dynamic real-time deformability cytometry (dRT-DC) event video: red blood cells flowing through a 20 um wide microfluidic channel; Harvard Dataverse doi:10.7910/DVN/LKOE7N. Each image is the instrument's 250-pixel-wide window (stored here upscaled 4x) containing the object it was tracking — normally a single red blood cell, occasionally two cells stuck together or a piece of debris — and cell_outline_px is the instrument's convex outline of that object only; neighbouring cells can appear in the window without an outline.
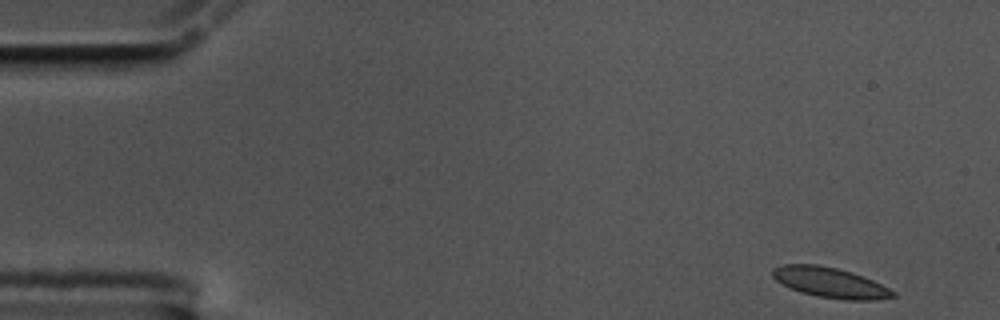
{"species": "common noctule bat (a hibernating species)", "species_latin": "Nyctalus noctula", "temperature_condition": "cold", "stored_images_in_passage": 54, "camera_frame_rate_fps": 3000, "um_per_image_px": 0.085, "animal": {"sex": "male", "body_mass_g": 17.5, "forearm_length_mm": 52.3}, "frame": {"image": 1, "passage_image": 1, "time_ms": 0.0, "image_size_px": [1000, 320], "cell_outline_px": [[896, 296], [876, 300], [844, 300], [816, 296], [800, 292], [776, 280], [772, 276], [772, 268], [784, 264], [816, 264], [836, 268], [852, 272], [864, 276], [896, 292]], "centroid_in_image_um": [70.57, 24.02], "position_along_channel_um": 14.4, "area_um2": 21.15}}
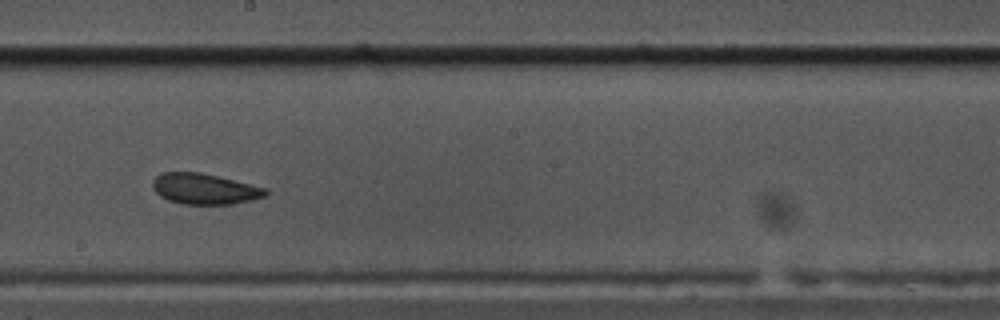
{"frame": {"image": 2, "passage_image": 29, "time_ms": 9.333, "image_size_px": [1000, 320], "cell_outline_px": [[268, 192], [264, 196], [252, 200], [232, 204], [184, 204], [168, 200], [160, 196], [152, 188], [152, 180], [160, 172], [200, 172], [268, 188]], "centroid_in_image_um": [17.37, 16.05], "position_along_channel_um": 230.8, "area_um2": 20.29}}
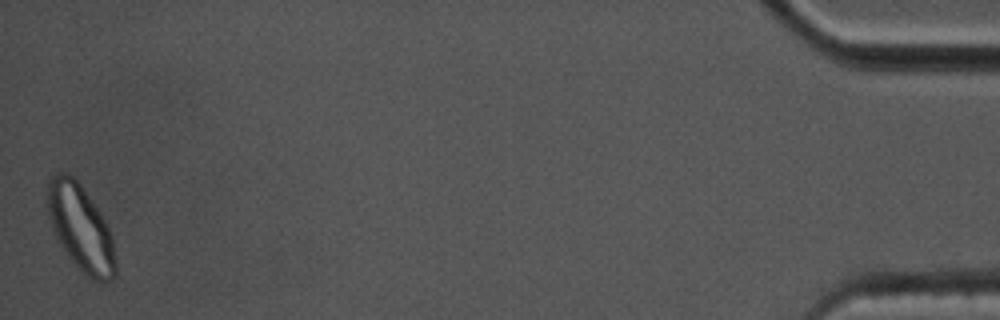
{"frame": {"image": 3, "passage_image": 54, "time_ms": 17.667, "image_size_px": [1000, 320], "cell_outline_px": [[116, 276], [112, 280], [92, 280], [72, 260], [60, 244], [52, 228], [48, 216], [48, 176], [56, 172], [68, 172], [80, 184], [100, 212], [112, 236], [116, 260]], "centroid_in_image_um": [6.85, 19.34], "position_along_channel_um": 428.3, "area_um2": 33.81}, "authors_computed_cell_mechanics": {"area_um2": 21.1548, "velocity_mm_per_s": 3.4894, "shape_relaxation_time_tau1_ms": null, "shape_relaxation_time_tau2_ms": 0.9923, "deformation_change_tau1": null, "deformation_change_tau2": 0.0437}}